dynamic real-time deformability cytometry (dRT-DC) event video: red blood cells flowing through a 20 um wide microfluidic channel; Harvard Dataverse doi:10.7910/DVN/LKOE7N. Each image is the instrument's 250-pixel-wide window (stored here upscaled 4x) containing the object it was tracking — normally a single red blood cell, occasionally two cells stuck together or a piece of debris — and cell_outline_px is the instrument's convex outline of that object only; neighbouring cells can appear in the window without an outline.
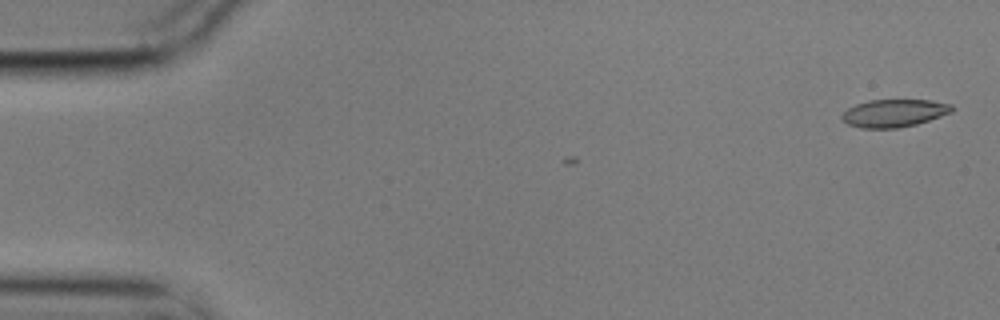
{"species": "common noctule bat (a hibernating species)", "species_latin": "Nyctalus noctula", "temperature_condition": "cold", "stored_images_in_passage": 2, "camera_frame_rate_fps": 3000, "um_per_image_px": 0.085, "animal": {"sex": "male", "body_mass_g": 17.9}, "frame": {"image": 1, "passage_image": 2, "time_ms": 0.333, "image_size_px": [1000, 320], "cell_outline_px": [[956, 108], [952, 112], [916, 124], [896, 128], [860, 128], [848, 124], [840, 116], [848, 108], [856, 104], [868, 100], [932, 100], [952, 104]], "centroid_in_image_um": [76.02, 9.6], "position_along_channel_um": 9.0, "area_um2": 17.74}}